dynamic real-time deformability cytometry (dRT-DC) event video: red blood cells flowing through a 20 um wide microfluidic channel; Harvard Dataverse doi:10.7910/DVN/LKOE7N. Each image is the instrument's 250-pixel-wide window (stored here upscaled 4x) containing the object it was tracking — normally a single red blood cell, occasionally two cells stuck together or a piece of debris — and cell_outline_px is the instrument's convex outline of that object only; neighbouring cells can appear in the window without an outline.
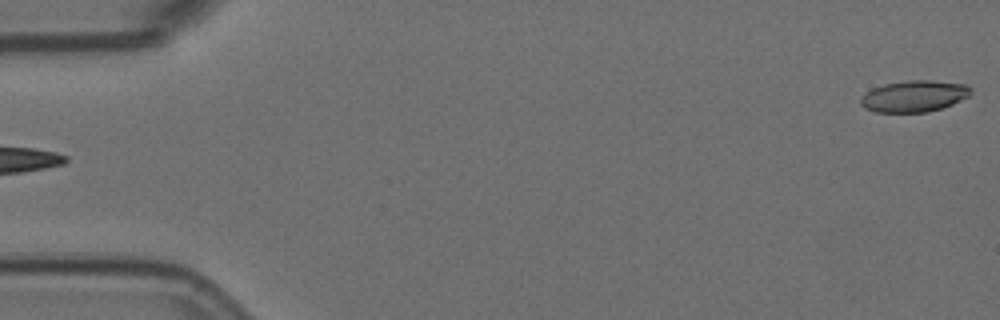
{"species": "Egyptian fruit bat (a non-hibernating species)", "species_latin": "Rousettus aegyptiacus", "temperature_condition": "room temperature", "stored_images_in_passage": 4, "segment_of_instrument_passage": [2, 2], "camera_frame_rate_fps": 3000, "um_per_image_px": 0.085, "animal": {"sex": "female"}, "frame": {"image": 1, "passage_image": 4, "time_ms": 1.0, "image_size_px": [1000, 320], "cell_outline_px": [[972, 92], [968, 96], [952, 104], [928, 112], [876, 112], [864, 108], [860, 104], [860, 96], [864, 92], [872, 88], [884, 84], [908, 80], [932, 80], [968, 84], [972, 88]], "centroid_in_image_um": [77.68, 8.16], "position_along_channel_um": 7.3, "area_um2": 20.4}}